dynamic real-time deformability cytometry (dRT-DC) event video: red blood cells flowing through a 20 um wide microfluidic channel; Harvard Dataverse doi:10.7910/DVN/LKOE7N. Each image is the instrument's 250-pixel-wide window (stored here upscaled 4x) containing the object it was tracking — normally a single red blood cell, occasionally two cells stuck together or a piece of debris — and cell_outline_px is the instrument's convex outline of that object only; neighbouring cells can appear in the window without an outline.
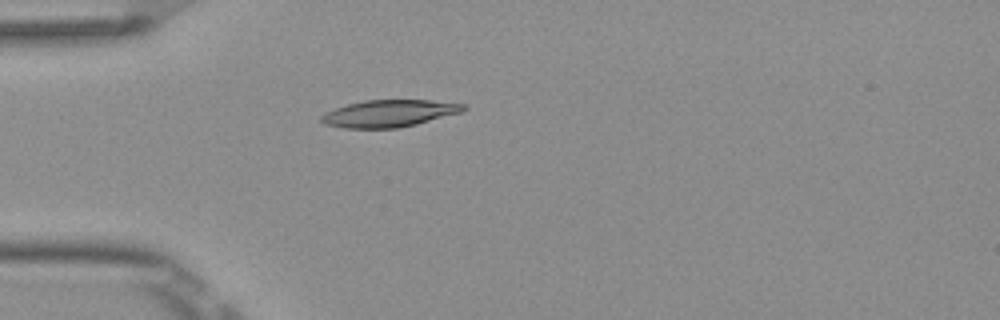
{"species": "Egyptian fruit bat (a non-hibernating species)", "species_latin": "Rousettus aegyptiacus", "temperature_condition": "room temperature", "stored_images_in_passage": 52, "camera_frame_rate_fps": 3000, "um_per_image_px": 0.085, "frame": {"image": 1, "passage_image": 15, "time_ms": 4.667, "image_size_px": [1000, 320], "cell_outline_px": [[468, 108], [460, 112], [416, 124], [396, 128], [344, 128], [324, 124], [320, 120], [320, 116], [324, 112], [348, 104], [364, 100], [428, 100], [464, 104]], "centroid_in_image_um": [33.03, 9.64], "position_along_channel_um": 52.0, "area_um2": 22.25}}
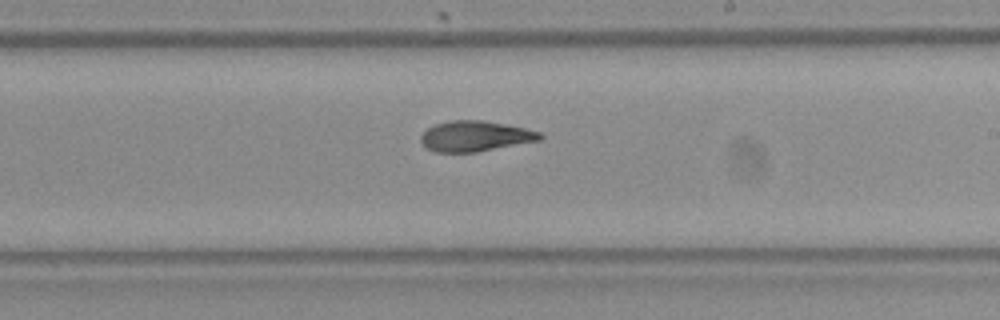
{"frame": {"image": 2, "passage_image": 31, "time_ms": 10.0, "image_size_px": [1000, 320], "cell_outline_px": [[544, 136], [540, 140], [476, 152], [436, 152], [428, 148], [420, 140], [420, 136], [428, 128], [436, 124], [452, 120], [480, 120], [504, 124], [524, 128], [540, 132]], "centroid_in_image_um": [40.39, 11.57], "position_along_channel_um": 248.6, "area_um2": 20.87}}
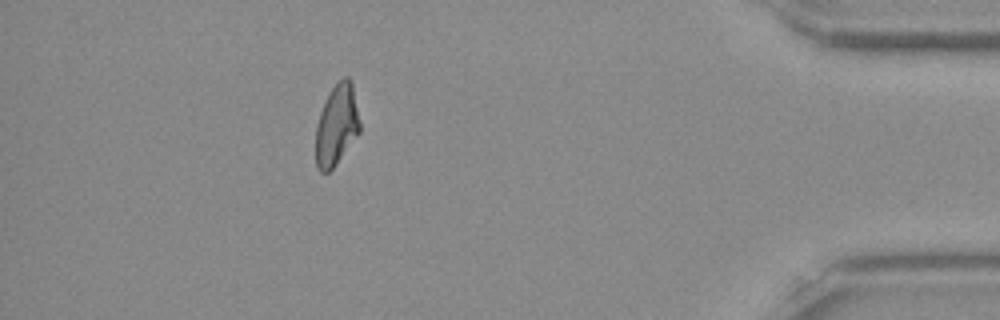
{"frame": {"image": 3, "passage_image": 47, "time_ms": 15.333, "image_size_px": [1000, 320], "cell_outline_px": [[360, 132], [336, 164], [328, 172], [320, 172], [316, 168], [316, 124], [324, 100], [328, 92], [344, 76], [348, 76], [352, 80], [360, 120]], "centroid_in_image_um": [28.62, 10.6], "position_along_channel_um": 406.6, "area_um2": 21.04}, "authors_computed_cell_mechanics": {"area_um2": 21.8195, "velocity_mm_per_s": 3.8866, "shape_relaxation_time_tau1_ms": 10.0673, "shape_relaxation_time_tau2_ms": 2.9417, "deformation_change_tau1": 0.2555, "deformation_change_tau2": 0.089}}